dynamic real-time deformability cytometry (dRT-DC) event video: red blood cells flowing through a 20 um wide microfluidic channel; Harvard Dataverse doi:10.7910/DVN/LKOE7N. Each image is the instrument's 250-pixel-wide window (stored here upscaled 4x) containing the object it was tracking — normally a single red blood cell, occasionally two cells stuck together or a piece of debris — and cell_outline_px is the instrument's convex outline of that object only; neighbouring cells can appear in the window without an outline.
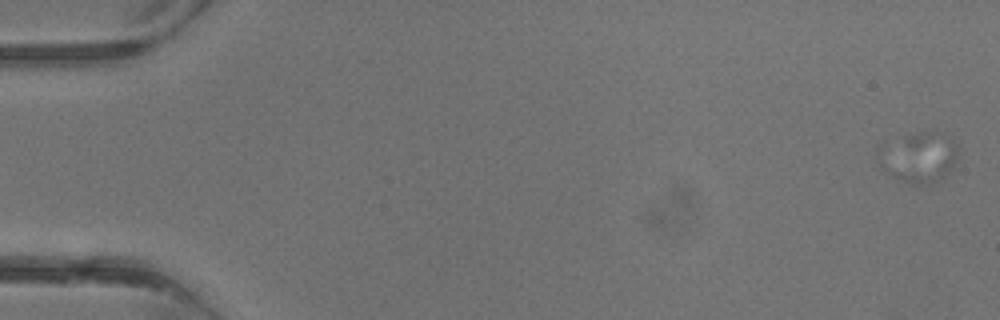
{"species": "common noctule bat (a hibernating species)", "species_latin": "Nyctalus noctula", "temperature_condition": "warm", "stored_images_in_passage": 4, "camera_frame_rate_fps": 3000, "um_per_image_px": 0.085, "animal": {"sex": "male", "body_mass_g": 13.3}, "frame": {"image": 1, "passage_image": 1, "time_ms": 0.0, "image_size_px": [1000, 320], "cell_outline_px": [[956, 160], [952, 168], [940, 180], [928, 184], [912, 184], [892, 176], [880, 168], [880, 164], [952, 140], [956, 144]], "centroid_in_image_um": [78.5, 13.98], "position_along_channel_um": 6.5, "area_um2": 14.62}}
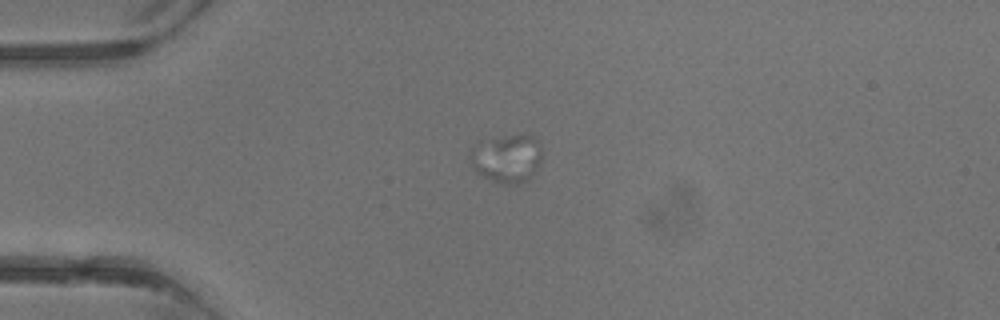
{"frame": {"image": 2, "passage_image": 3, "time_ms": 3.333, "image_size_px": [1000, 320], "cell_outline_px": [[540, 164], [528, 180], [520, 184], [500, 184], [476, 172], [472, 168], [472, 148], [476, 140], [504, 136], [536, 136], [540, 148]], "centroid_in_image_um": [43.07, 13.47], "position_along_channel_um": 41.9, "area_um2": 20.17}}